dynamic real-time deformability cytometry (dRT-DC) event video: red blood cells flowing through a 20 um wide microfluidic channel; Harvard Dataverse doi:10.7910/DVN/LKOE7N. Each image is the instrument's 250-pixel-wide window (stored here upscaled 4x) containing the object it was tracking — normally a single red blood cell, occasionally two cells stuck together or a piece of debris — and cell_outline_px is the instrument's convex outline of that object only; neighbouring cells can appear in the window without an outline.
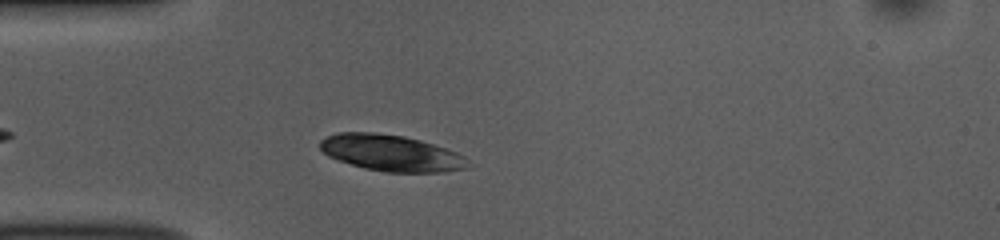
{"species": "common noctule bat (a hibernating species)", "species_latin": "Nyctalus noctula", "temperature_condition": "room temperature", "stored_images_in_passage": 38, "camera_frame_rate_fps": 3000, "um_per_image_px": 0.085, "animal": {"sex": "female", "body_mass_g": 10.0, "forearm_length_mm": 53.1}, "frame": {"image": 1, "passage_image": 7, "time_ms": 2.0, "image_size_px": [1000, 240], "cell_outline_px": [[468, 168], [444, 172], [388, 172], [364, 168], [328, 156], [320, 148], [320, 140], [336, 132], [372, 132], [404, 136], [420, 140], [456, 152], [464, 156]], "centroid_in_image_um": [33.22, 13.0], "position_along_channel_um": 51.8, "area_um2": 30.92}}